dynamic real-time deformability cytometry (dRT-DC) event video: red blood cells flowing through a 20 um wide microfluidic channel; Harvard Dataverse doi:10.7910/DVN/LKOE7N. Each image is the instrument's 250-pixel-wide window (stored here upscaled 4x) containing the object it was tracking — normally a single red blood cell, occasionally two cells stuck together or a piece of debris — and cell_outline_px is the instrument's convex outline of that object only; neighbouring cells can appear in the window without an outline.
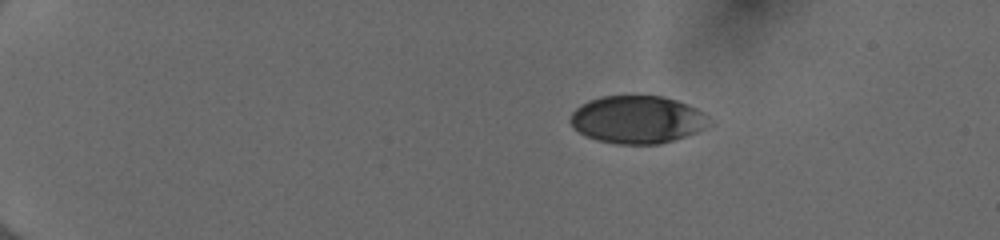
{"species": "human", "species_latin": "Homo sapiens", "temperature_condition": "cold", "stored_images_in_passage": 44, "camera_frame_rate_fps": 3000, "um_per_image_px": 0.085, "donor": {"sex": "female"}, "frame": {"image": 1, "passage_image": 1, "time_ms": 0.0, "image_size_px": [1000, 240], "cell_outline_px": [[712, 124], [696, 132], [660, 144], [616, 144], [596, 140], [584, 136], [572, 128], [568, 120], [572, 112], [580, 104], [588, 100], [600, 96], [664, 96], [688, 104], [696, 108], [712, 120]], "centroid_in_image_um": [54.13, 10.16], "position_along_channel_um": 30.9, "area_um2": 38.96}}
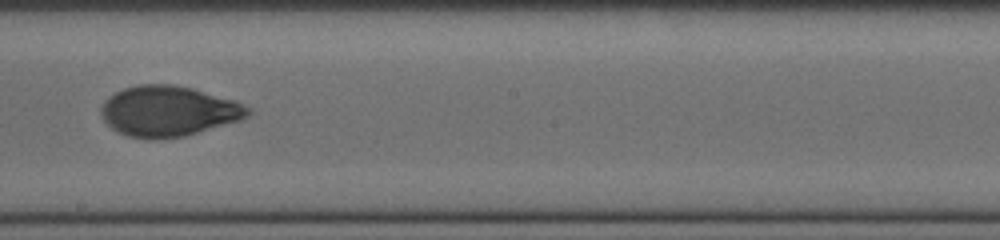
{"frame": {"image": 2, "passage_image": 24, "time_ms": 7.667, "image_size_px": [1000, 240], "cell_outline_px": [[252, 112], [248, 116], [240, 120], [184, 136], [156, 140], [152, 140], [128, 136], [116, 132], [100, 116], [100, 108], [104, 100], [108, 96], [124, 88], [136, 84], [172, 84], [192, 88], [236, 100], [252, 108]], "centroid_in_image_um": [14.31, 9.44], "position_along_channel_um": 233.9, "area_um2": 43.64}}
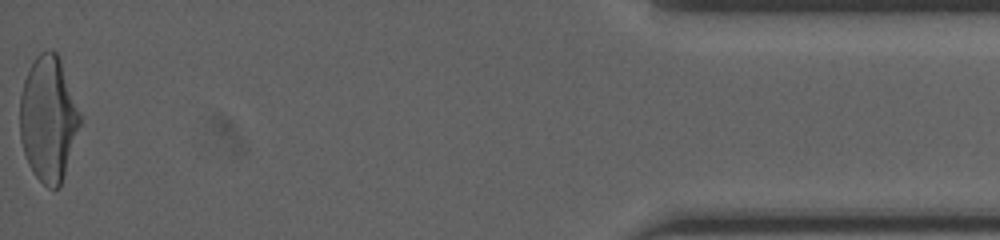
{"frame": {"image": 3, "passage_image": 44, "time_ms": 14.333, "image_size_px": [1000, 240], "cell_outline_px": [[80, 124], [60, 188], [48, 188], [32, 172], [28, 164], [20, 140], [20, 96], [24, 80], [36, 56], [40, 52], [56, 52], [60, 56], [80, 112]], "centroid_in_image_um": [4.1, 10.11], "position_along_channel_um": 431.1, "area_um2": 43.58}, "authors_computed_cell_mechanics": {"area_um2": 42.4541, "velocity_mm_per_s": 4.0116, "shape_relaxation_time_tau1_ms": 4.8236, "shape_relaxation_time_tau2_ms": 0.8659, "deformation_change_tau1": 0.1755, "deformation_change_tau2": 0.0468}}